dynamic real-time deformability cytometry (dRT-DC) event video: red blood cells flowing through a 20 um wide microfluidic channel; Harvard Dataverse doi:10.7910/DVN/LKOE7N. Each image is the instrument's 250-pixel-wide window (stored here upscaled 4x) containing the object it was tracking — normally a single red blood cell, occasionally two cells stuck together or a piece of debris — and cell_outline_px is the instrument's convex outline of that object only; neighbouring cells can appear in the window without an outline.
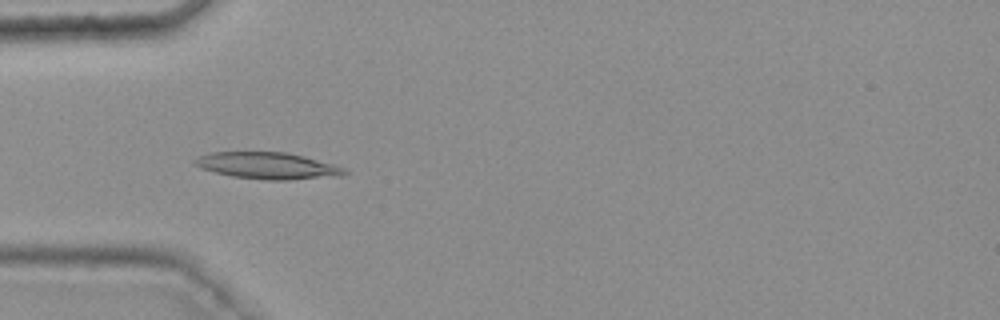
{"species": "common noctule bat (a hibernating species)", "species_latin": "Nyctalus noctula", "temperature_condition": "warm", "stored_images_in_passage": 41, "camera_frame_rate_fps": 3000, "um_per_image_px": 0.085, "animal": {"sex": "female", "body_mass_g": 25.1}, "frame": {"image": 1, "passage_image": 14, "time_ms": 4.333, "image_size_px": [1000, 320], "cell_outline_px": [[348, 172], [340, 176], [288, 180], [264, 180], [232, 176], [200, 168], [192, 164], [192, 160], [200, 156], [212, 152], [288, 152], [304, 156], [332, 164], [344, 168]], "centroid_in_image_um": [22.73, 14.08], "position_along_channel_um": 62.3, "area_um2": 23.24}}
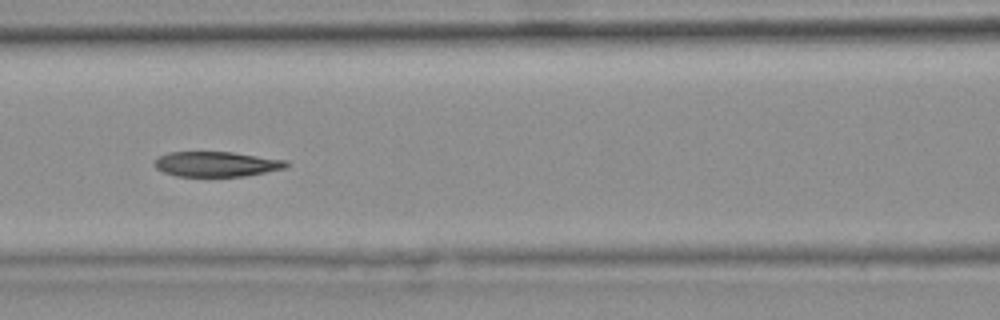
{"frame": {"image": 2, "passage_image": 21, "time_ms": 6.667, "image_size_px": [1000, 320], "cell_outline_px": [[288, 168], [244, 176], [176, 176], [164, 172], [156, 168], [152, 164], [160, 156], [168, 152], [232, 152], [288, 160]], "centroid_in_image_um": [18.43, 13.94], "position_along_channel_um": 148.2, "area_um2": 19.31}}
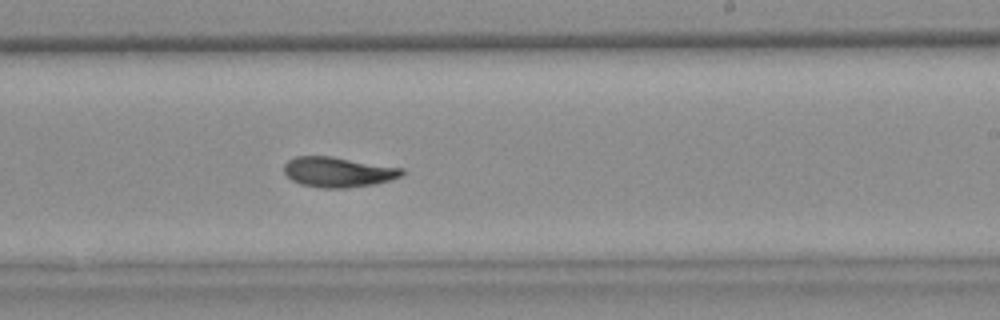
{"frame": {"image": 3, "passage_image": 30, "time_ms": 9.667, "image_size_px": [1000, 320], "cell_outline_px": [[404, 172], [400, 176], [388, 180], [372, 184], [344, 188], [320, 188], [300, 184], [292, 180], [284, 172], [284, 164], [288, 160], [296, 156], [332, 156], [404, 168]], "centroid_in_image_um": [28.71, 14.61], "position_along_channel_um": 260.3, "area_um2": 20.63}, "authors_computed_cell_mechanics": {"area_um2": 20.9236, "velocity_mm_per_s": 3.7437, "shape_relaxation_time_tau1_ms": 9.1392, "shape_relaxation_time_tau2_ms": 3.3901, "deformation_change_tau1": 0.2386, "deformation_change_tau2": 0.0937}}